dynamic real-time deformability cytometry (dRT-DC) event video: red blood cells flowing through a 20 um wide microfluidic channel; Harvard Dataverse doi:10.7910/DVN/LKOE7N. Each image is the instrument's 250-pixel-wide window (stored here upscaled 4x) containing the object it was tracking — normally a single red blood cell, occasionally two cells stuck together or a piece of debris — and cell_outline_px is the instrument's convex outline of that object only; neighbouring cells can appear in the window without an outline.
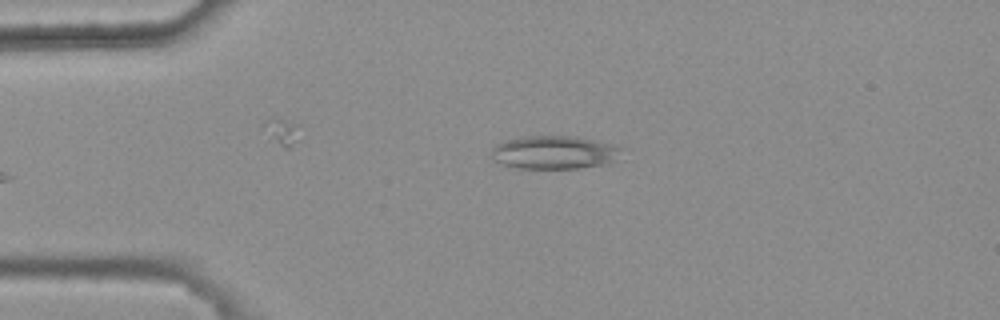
{"species": "common noctule bat (a hibernating species)", "species_latin": "Nyctalus noctula", "temperature_condition": "warm", "stored_images_in_passage": 4, "camera_frame_rate_fps": 3000, "um_per_image_px": 0.085, "animal": {"sex": "female", "body_mass_g": 25.1}, "frame": {"image": 1, "passage_image": 4, "time_ms": 1.0, "image_size_px": [1000, 320], "cell_outline_px": [[624, 160], [608, 164], [576, 168], [516, 168], [492, 160], [492, 148], [496, 144], [504, 140], [520, 136], [576, 136], [612, 144], [624, 148]], "centroid_in_image_um": [47.22, 12.95], "position_along_channel_um": 37.8, "area_um2": 25.89}}